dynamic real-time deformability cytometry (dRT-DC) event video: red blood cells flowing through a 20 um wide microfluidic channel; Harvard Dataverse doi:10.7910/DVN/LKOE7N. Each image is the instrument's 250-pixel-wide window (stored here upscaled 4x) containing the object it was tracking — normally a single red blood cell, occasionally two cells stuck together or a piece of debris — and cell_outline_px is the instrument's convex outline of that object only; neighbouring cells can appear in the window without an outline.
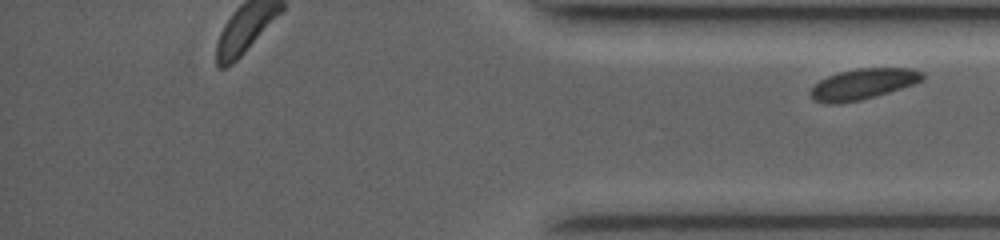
{"species": "common noctule bat (a hibernating species)", "species_latin": "Nyctalus noctula", "temperature_condition": "room temperature", "stored_images_in_passage": 23, "segment_of_instrument_passage": [2, 2], "camera_frame_rate_fps": 3500, "um_per_image_px": 0.085, "animal": {"sex": "female", "body_mass_g": 19.0, "forearm_length_mm": 53.3}, "frame": {"image": 1, "passage_image": 23, "time_ms": 10.0, "image_size_px": [1000, 240], "cell_outline_px": [[924, 80], [876, 96], [860, 100], [836, 104], [824, 104], [812, 100], [808, 92], [820, 80], [828, 76], [840, 72], [856, 68], [912, 68], [924, 72]], "centroid_in_image_um": [73.33, 7.15], "position_along_channel_um": 361.9, "area_um2": 20.11}}